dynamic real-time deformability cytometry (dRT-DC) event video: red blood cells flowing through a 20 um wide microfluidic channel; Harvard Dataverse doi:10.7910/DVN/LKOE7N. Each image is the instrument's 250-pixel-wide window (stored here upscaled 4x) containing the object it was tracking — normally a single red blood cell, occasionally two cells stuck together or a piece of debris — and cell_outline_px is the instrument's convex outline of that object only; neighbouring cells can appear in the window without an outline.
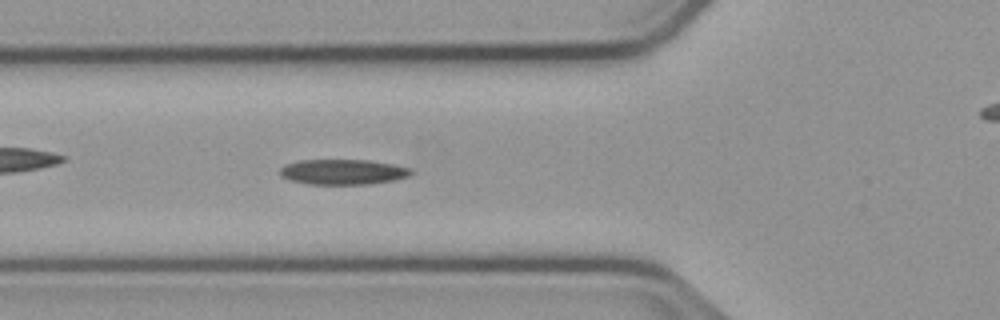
{"species": "common noctule bat (a hibernating species)", "species_latin": "Nyctalus noctula", "temperature_condition": "cold", "stored_images_in_passage": 47, "camera_frame_rate_fps": 3000, "um_per_image_px": 0.085, "animal": {"sex": "male", "body_mass_g": 23.1, "forearm_length_mm": 52.7}, "frame": {"image": 1, "passage_image": 15, "time_ms": 4.667, "image_size_px": [1000, 320], "cell_outline_px": [[416, 172], [408, 176], [396, 180], [368, 184], [308, 184], [292, 180], [280, 176], [280, 168], [288, 164], [300, 160], [368, 160], [392, 164], [412, 168]], "centroid_in_image_um": [29.21, 14.61], "position_along_channel_um": 96.6, "area_um2": 19.31}}
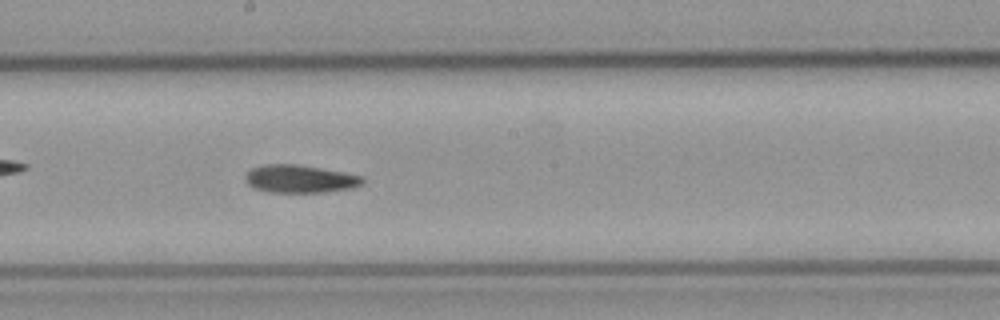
{"frame": {"image": 2, "passage_image": 25, "time_ms": 8.0, "image_size_px": [1000, 320], "cell_outline_px": [[364, 184], [352, 188], [324, 192], [268, 192], [256, 188], [248, 184], [244, 176], [252, 168], [264, 164], [296, 164], [344, 172], [364, 176]], "centroid_in_image_um": [25.53, 15.2], "position_along_channel_um": 222.7, "area_um2": 19.02}}
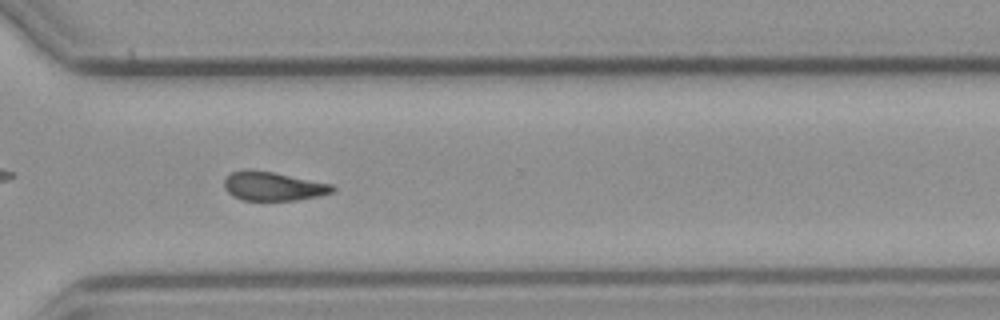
{"frame": {"image": 3, "passage_image": 35, "time_ms": 11.333, "image_size_px": [1000, 320], "cell_outline_px": [[336, 188], [332, 192], [320, 196], [296, 200], [244, 200], [232, 196], [224, 188], [224, 180], [232, 172], [244, 168], [248, 168], [272, 172], [332, 184]], "centroid_in_image_um": [23.19, 15.82], "position_along_channel_um": 347.4, "area_um2": 18.26}}